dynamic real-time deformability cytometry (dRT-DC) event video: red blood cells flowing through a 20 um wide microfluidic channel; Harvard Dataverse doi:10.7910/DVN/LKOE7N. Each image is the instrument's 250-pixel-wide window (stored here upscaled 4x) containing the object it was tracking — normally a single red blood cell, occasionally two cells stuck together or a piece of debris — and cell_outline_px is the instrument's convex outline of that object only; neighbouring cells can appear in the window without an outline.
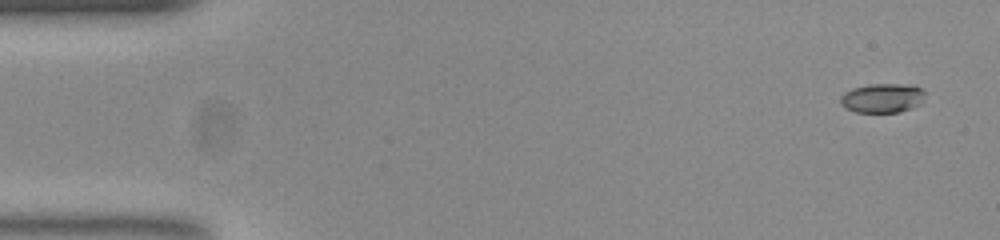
{"species": "common noctule bat (a hibernating species)", "species_latin": "Nyctalus noctula", "temperature_condition": "room temperature", "stored_images_in_passage": 51, "camera_frame_rate_fps": 3000, "um_per_image_px": 0.085, "animal": {"sex": "female", "body_mass_g": 23.0, "forearm_length_mm": 53.4}, "frame": {"image": 1, "passage_image": 1, "time_ms": 0.0, "image_size_px": [1000, 240], "cell_outline_px": [[924, 92], [920, 100], [912, 108], [900, 112], [856, 112], [840, 104], [840, 96], [844, 92], [852, 88], [868, 84], [912, 84], [920, 88]], "centroid_in_image_um": [74.95, 8.32], "position_along_channel_um": 10.1, "area_um2": 14.28}}
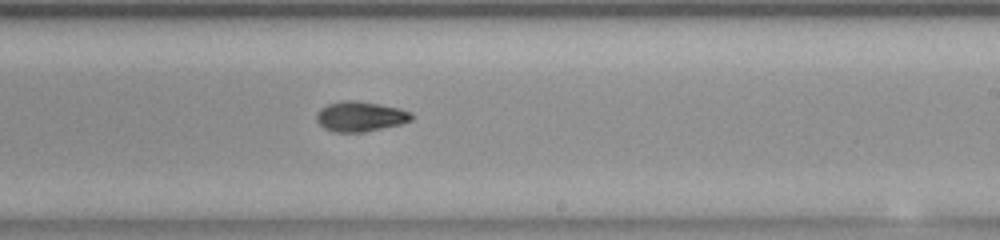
{"frame": {"image": 2, "passage_image": 30, "time_ms": 9.667, "image_size_px": [1000, 240], "cell_outline_px": [[416, 116], [412, 120], [400, 124], [364, 132], [336, 132], [324, 128], [316, 120], [316, 116], [320, 108], [328, 104], [340, 100], [356, 100], [380, 104], [400, 108], [412, 112]], "centroid_in_image_um": [30.65, 9.88], "position_along_channel_um": 258.3, "area_um2": 16.82}}
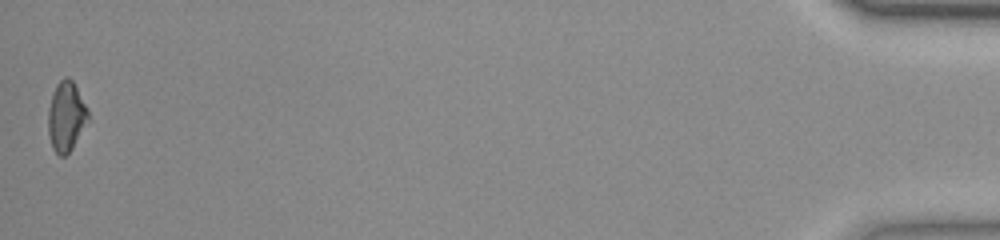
{"frame": {"image": 3, "passage_image": 51, "time_ms": 16.667, "image_size_px": [1000, 240], "cell_outline_px": [[88, 120], [72, 148], [64, 156], [60, 156], [52, 148], [48, 132], [48, 108], [52, 92], [56, 84], [64, 76], [68, 76], [72, 80], [88, 108]], "centroid_in_image_um": [5.61, 9.86], "position_along_channel_um": 429.6, "area_um2": 16.24}, "authors_computed_cell_mechanics": {"area_um2": 16.1262, "velocity_mm_per_s": 3.88, "shape_relaxation_time_tau1_ms": 4.1843, "shape_relaxation_time_tau2_ms": null, "deformation_change_tau1": 0.1446, "deformation_change_tau2": null}}